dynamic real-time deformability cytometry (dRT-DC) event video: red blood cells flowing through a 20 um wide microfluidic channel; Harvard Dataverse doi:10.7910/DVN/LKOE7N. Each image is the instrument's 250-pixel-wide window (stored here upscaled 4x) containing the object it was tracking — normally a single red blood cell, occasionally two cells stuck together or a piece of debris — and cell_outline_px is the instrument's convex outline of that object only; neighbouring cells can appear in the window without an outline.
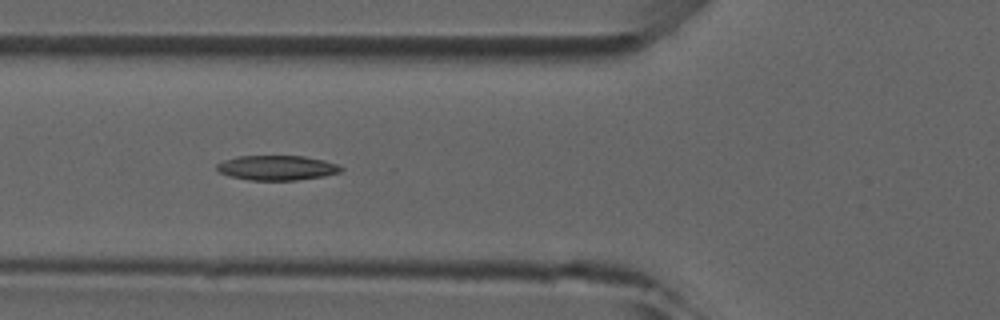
{"species": "common noctule bat (a hibernating species)", "species_latin": "Nyctalus noctula", "temperature_condition": "room temperature", "stored_images_in_passage": 7, "camera_frame_rate_fps": 3000, "um_per_image_px": 0.085, "animal": {"sex": "male", "forearm_length_mm": 52.5}, "frame": {"image": 1, "passage_image": 5, "time_ms": 4.333, "image_size_px": [1000, 320], "cell_outline_px": [[344, 168], [340, 172], [324, 176], [296, 180], [248, 180], [228, 176], [220, 172], [216, 168], [216, 164], [224, 160], [236, 156], [304, 156], [324, 160], [336, 164]], "centroid_in_image_um": [23.52, 14.26], "position_along_channel_um": 102.3, "area_um2": 17.98}}
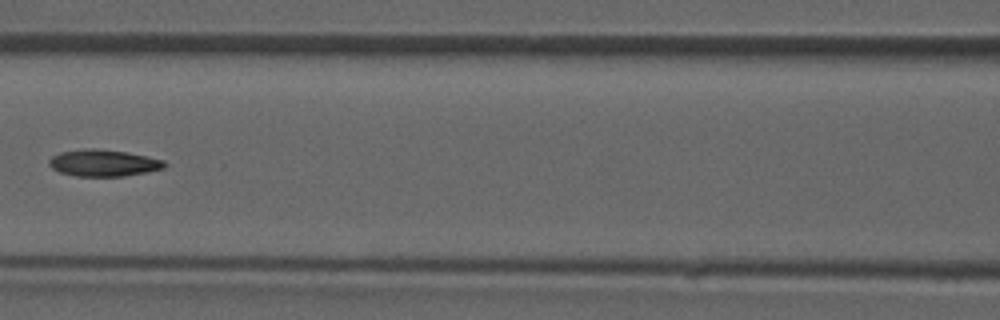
{"frame": {"image": 2, "passage_image": 6, "time_ms": 5.667, "image_size_px": [1000, 320], "cell_outline_px": [[168, 164], [164, 168], [148, 172], [124, 176], [76, 176], [60, 172], [52, 168], [48, 164], [48, 160], [52, 156], [60, 152], [84, 148], [92, 148], [124, 152], [164, 160]], "centroid_in_image_um": [8.78, 13.86], "position_along_channel_um": 157.8, "area_um2": 17.92}}